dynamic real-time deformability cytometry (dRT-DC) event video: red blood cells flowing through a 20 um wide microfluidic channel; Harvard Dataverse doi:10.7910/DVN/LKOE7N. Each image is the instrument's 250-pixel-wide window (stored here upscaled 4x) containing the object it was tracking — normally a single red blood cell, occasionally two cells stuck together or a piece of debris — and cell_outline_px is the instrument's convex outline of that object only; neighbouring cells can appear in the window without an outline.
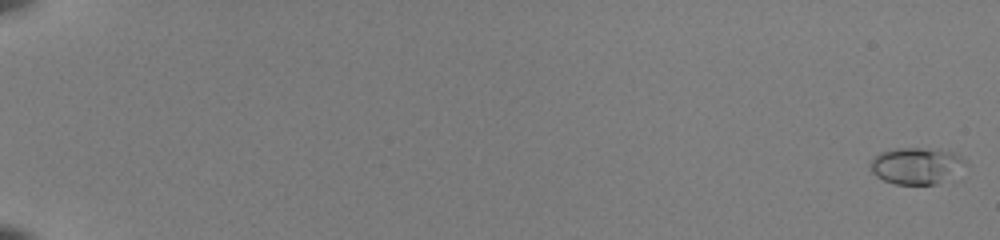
{"species": "common noctule bat (a hibernating species)", "species_latin": "Nyctalus noctula", "temperature_condition": "room temperature", "stored_images_in_passage": 54, "camera_frame_rate_fps": 3000, "um_per_image_px": 0.085, "animal": {"sex": "female", "body_mass_g": 22.0, "forearm_length_mm": 56.7}, "frame": {"image": 1, "passage_image": 1, "time_ms": 0.0, "image_size_px": [1000, 240], "cell_outline_px": [[968, 164], [936, 184], [896, 184], [884, 180], [876, 176], [872, 172], [872, 160], [880, 152], [896, 148], [940, 148], [952, 152], [960, 156]], "centroid_in_image_um": [77.89, 14.06], "position_along_channel_um": 7.1, "area_um2": 19.94}}
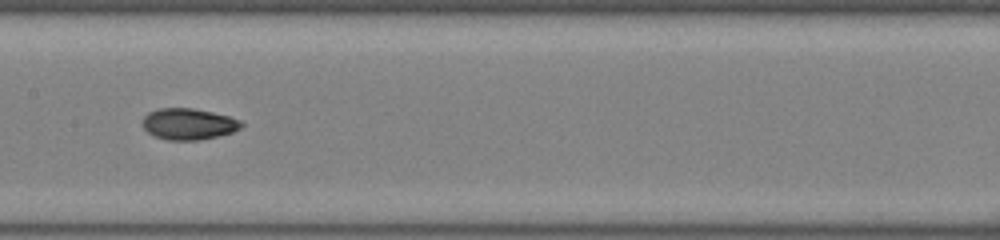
{"frame": {"image": 2, "passage_image": 31, "time_ms": 10.0, "image_size_px": [1000, 240], "cell_outline_px": [[244, 124], [240, 128], [232, 132], [200, 140], [168, 140], [152, 136], [144, 128], [144, 116], [148, 112], [160, 108], [192, 108], [212, 112], [228, 116], [240, 120]], "centroid_in_image_um": [16.02, 10.54], "position_along_channel_um": 191.4, "area_um2": 17.92}}
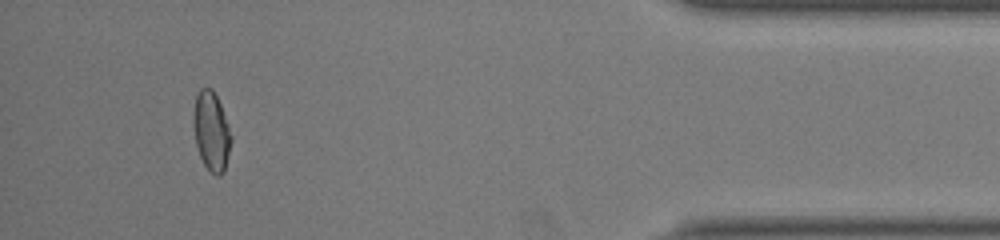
{"frame": {"image": 3, "passage_image": 51, "time_ms": 16.667, "image_size_px": [1000, 240], "cell_outline_px": [[232, 140], [224, 172], [220, 176], [216, 176], [204, 164], [200, 156], [196, 144], [192, 124], [192, 112], [196, 96], [200, 88], [212, 88], [220, 104], [228, 124], [232, 136]], "centroid_in_image_um": [17.95, 11.15], "position_along_channel_um": 417.2, "area_um2": 17.51}, "authors_computed_cell_mechanics": {"area_um2": 17.6001, "velocity_mm_per_s": 4.0388, "shape_relaxation_time_tau1_ms": 5.9521, "shape_relaxation_time_tau2_ms": 1.3479, "deformation_change_tau1": 0.1698, "deformation_change_tau2": 0.0504}}